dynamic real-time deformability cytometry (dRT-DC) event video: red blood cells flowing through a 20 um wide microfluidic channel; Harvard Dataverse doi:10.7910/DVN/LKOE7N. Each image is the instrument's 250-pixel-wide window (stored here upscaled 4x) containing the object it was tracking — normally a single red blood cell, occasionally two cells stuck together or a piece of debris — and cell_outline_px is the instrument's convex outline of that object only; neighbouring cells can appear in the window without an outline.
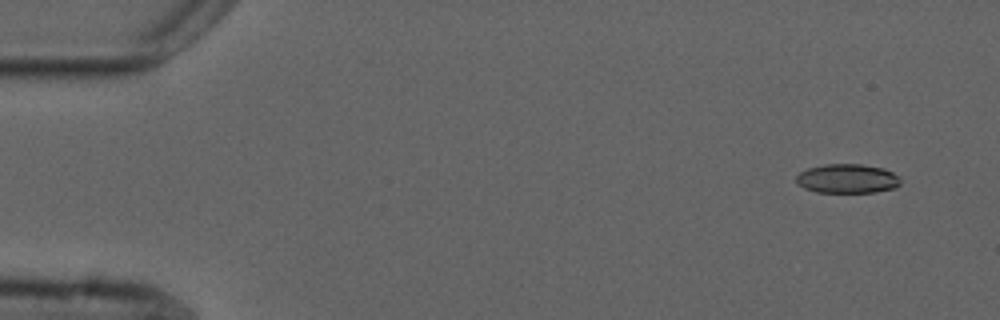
{"species": "common noctule bat (a hibernating species)", "species_latin": "Nyctalus noctula", "temperature_condition": "cold", "stored_images_in_passage": 7, "camera_frame_rate_fps": 3000, "um_per_image_px": 0.085, "animal": {"sex": "male", "forearm_length_mm": 52.5}, "frame": {"image": 1, "passage_image": 2, "time_ms": 1.0, "image_size_px": [1000, 320], "cell_outline_px": [[900, 184], [896, 188], [876, 192], [816, 192], [804, 188], [796, 184], [796, 176], [800, 172], [808, 168], [824, 164], [860, 164], [884, 168], [900, 176]], "centroid_in_image_um": [72.03, 15.18], "position_along_channel_um": 13.0, "area_um2": 17.92}}
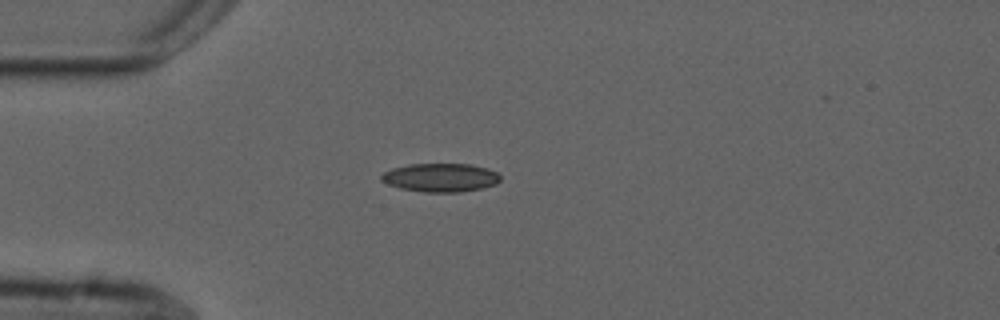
{"frame": {"image": 2, "passage_image": 5, "time_ms": 4.667, "image_size_px": [1000, 320], "cell_outline_px": [[500, 180], [496, 184], [480, 188], [460, 192], [424, 192], [400, 188], [388, 184], [380, 180], [380, 176], [384, 172], [392, 168], [408, 164], [472, 164], [488, 168], [496, 172], [500, 176]], "centroid_in_image_um": [37.43, 15.09], "position_along_channel_um": 47.6, "area_um2": 19.83}}
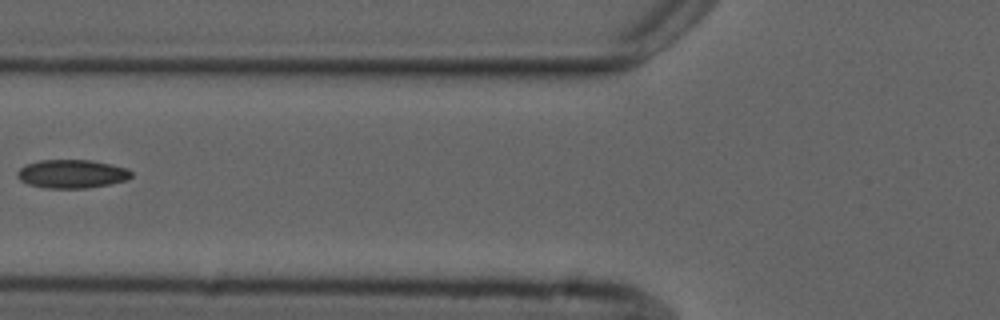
{"frame": {"image": 3, "passage_image": 7, "time_ms": 7.0, "image_size_px": [1000, 320], "cell_outline_px": [[132, 176], [128, 180], [88, 188], [44, 188], [28, 184], [20, 180], [16, 176], [16, 172], [24, 164], [40, 160], [92, 160], [112, 164], [128, 168], [132, 172]], "centroid_in_image_um": [6.1, 14.77], "position_along_channel_um": 119.7, "area_um2": 19.19}}